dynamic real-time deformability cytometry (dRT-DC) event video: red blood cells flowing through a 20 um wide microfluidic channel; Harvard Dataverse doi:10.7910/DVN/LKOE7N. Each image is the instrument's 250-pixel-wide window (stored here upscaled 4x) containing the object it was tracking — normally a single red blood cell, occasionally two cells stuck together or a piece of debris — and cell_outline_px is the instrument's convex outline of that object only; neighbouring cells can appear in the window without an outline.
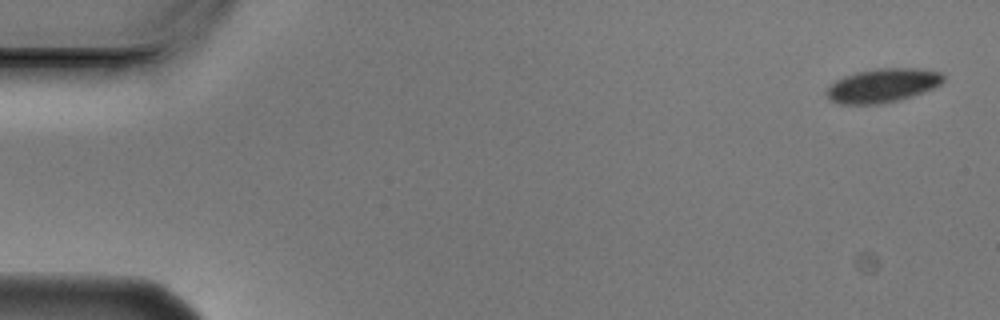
{"species": "Egyptian fruit bat (a non-hibernating species)", "species_latin": "Rousettus aegyptiacus", "temperature_condition": "cold", "stored_images_in_passage": 4, "camera_frame_rate_fps": 3000, "um_per_image_px": 0.085, "animal": {"sex": "male"}, "frame": {"image": 1, "passage_image": 1, "time_ms": 0.0, "image_size_px": [1000, 320], "cell_outline_px": [[944, 80], [940, 84], [924, 92], [912, 96], [880, 104], [840, 104], [828, 100], [824, 92], [836, 80], [844, 76], [856, 72], [876, 68], [920, 68], [940, 72], [944, 76]], "centroid_in_image_um": [74.99, 7.26], "position_along_channel_um": 10.0, "area_um2": 23.12}}
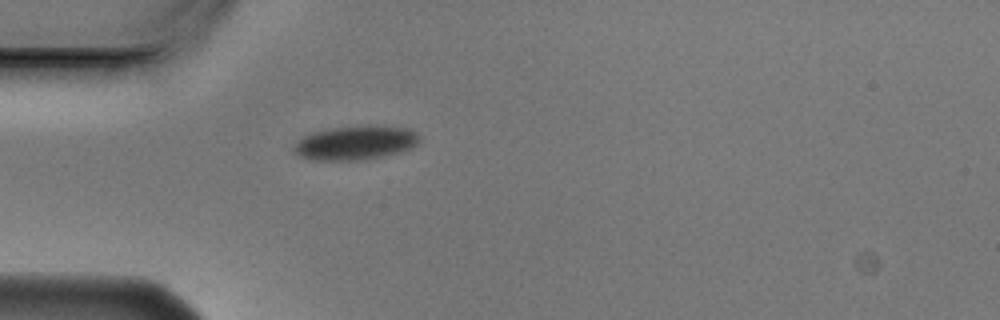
{"frame": {"image": 2, "passage_image": 4, "time_ms": 1.0, "image_size_px": [1000, 320], "cell_outline_px": [[420, 140], [412, 148], [400, 152], [384, 156], [360, 160], [312, 160], [300, 156], [292, 152], [292, 144], [304, 136], [312, 132], [328, 128], [368, 124], [408, 128], [416, 132], [420, 136]], "centroid_in_image_um": [30.2, 12.12], "position_along_channel_um": 54.8, "area_um2": 25.49}}